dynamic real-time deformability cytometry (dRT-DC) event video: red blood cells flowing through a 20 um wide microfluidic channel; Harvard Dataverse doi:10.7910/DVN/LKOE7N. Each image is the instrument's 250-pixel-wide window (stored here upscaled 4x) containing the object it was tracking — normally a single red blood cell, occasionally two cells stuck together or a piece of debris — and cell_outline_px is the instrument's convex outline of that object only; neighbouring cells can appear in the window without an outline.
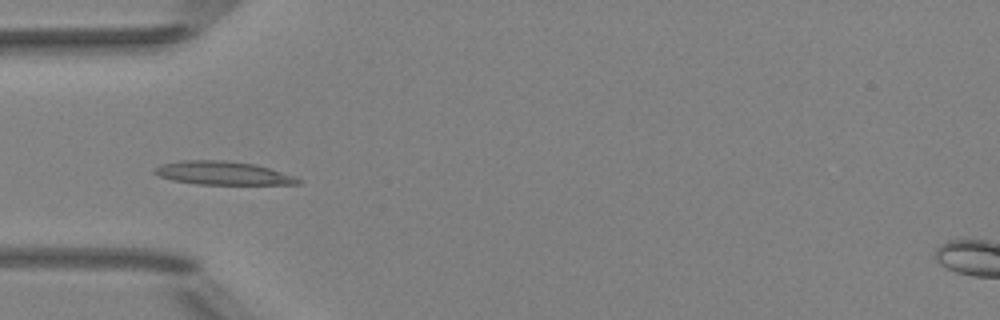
{"species": "Egyptian fruit bat (a non-hibernating species)", "species_latin": "Rousettus aegyptiacus", "temperature_condition": "room temperature", "stored_images_in_passage": 7, "camera_frame_rate_fps": 3000, "um_per_image_px": 0.085, "animal": {"sex": "female"}, "frame": {"image": 1, "passage_image": 5, "time_ms": 1.333, "image_size_px": [1000, 320], "cell_outline_px": [[300, 184], [196, 184], [172, 180], [160, 176], [152, 172], [152, 168], [160, 164], [180, 160], [228, 160], [256, 164], [296, 176], [300, 180]], "centroid_in_image_um": [18.9, 14.7], "position_along_channel_um": 66.1, "area_um2": 19.77}}
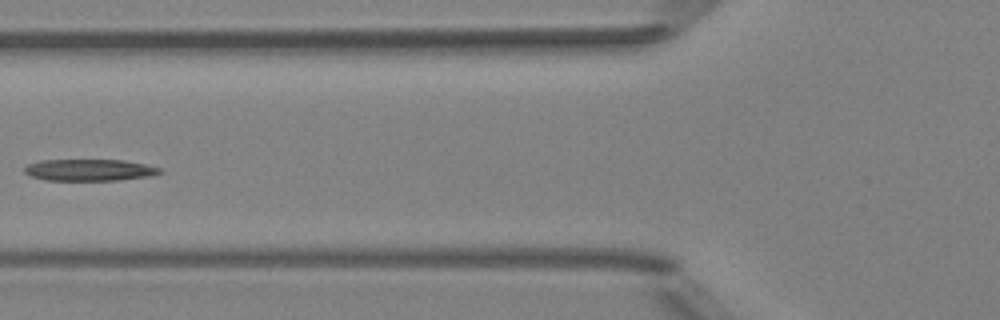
{"frame": {"image": 2, "passage_image": 6, "time_ms": 1.667, "image_size_px": [1000, 320], "cell_outline_px": [[164, 172], [152, 176], [120, 180], [44, 180], [28, 176], [24, 172], [24, 168], [28, 164], [40, 160], [124, 160], [144, 164], [160, 168]], "centroid_in_image_um": [7.59, 14.45], "position_along_channel_um": 118.2, "area_um2": 17.22}}
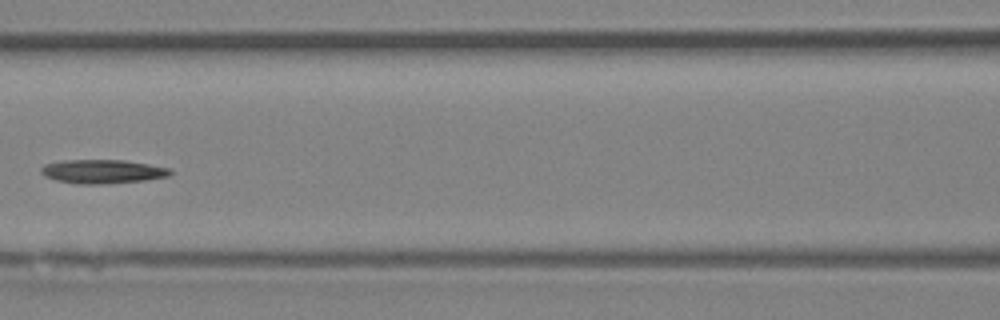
{"frame": {"image": 3, "passage_image": 7, "time_ms": 2.0, "image_size_px": [1000, 320], "cell_outline_px": [[172, 172], [168, 176], [144, 180], [104, 184], [76, 184], [56, 180], [44, 176], [40, 172], [40, 168], [44, 164], [64, 160], [124, 160], [148, 164], [168, 168]], "centroid_in_image_um": [8.65, 14.58], "position_along_channel_um": 157.9, "area_um2": 17.92}}